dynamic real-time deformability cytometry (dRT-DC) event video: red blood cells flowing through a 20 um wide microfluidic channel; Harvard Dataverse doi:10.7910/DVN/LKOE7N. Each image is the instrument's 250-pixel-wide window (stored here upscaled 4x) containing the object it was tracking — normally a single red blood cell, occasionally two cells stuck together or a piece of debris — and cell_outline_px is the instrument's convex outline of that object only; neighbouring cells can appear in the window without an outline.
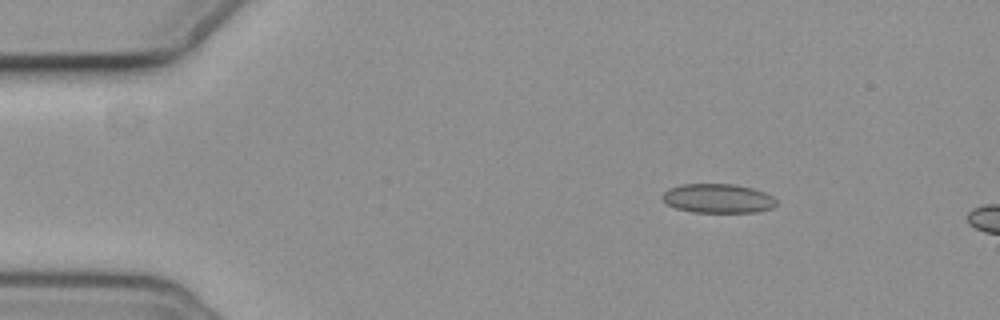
{"species": "common noctule bat (a hibernating species)", "species_latin": "Nyctalus noctula", "temperature_condition": "cold", "stored_images_in_passage": 3, "camera_frame_rate_fps": 3000, "um_per_image_px": 0.085, "animal": {"sex": "female", "body_mass_g": 19.3, "forearm_length_mm": 54.1}, "frame": {"image": 1, "passage_image": 1, "time_ms": 0.0, "image_size_px": [1000, 320], "cell_outline_px": [[776, 204], [772, 208], [756, 212], [692, 212], [676, 208], [668, 204], [660, 196], [668, 188], [680, 184], [736, 184], [752, 188], [764, 192], [772, 196], [776, 200]], "centroid_in_image_um": [61.01, 16.86], "position_along_channel_um": 24.0, "area_um2": 19.42}}